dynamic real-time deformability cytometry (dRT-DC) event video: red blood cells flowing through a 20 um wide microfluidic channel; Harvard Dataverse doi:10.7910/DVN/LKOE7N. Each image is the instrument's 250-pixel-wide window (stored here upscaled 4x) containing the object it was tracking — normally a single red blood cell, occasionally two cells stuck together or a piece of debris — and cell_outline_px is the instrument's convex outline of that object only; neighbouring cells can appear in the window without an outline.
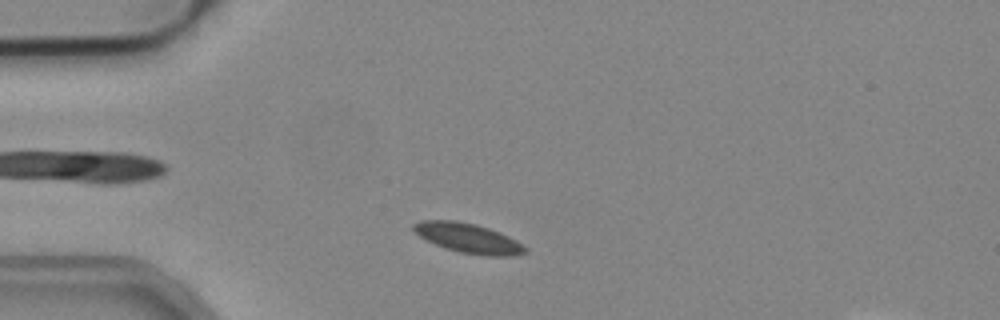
{"species": "common noctule bat (a hibernating species)", "species_latin": "Nyctalus noctula", "temperature_condition": "cold", "stored_images_in_passage": 45, "camera_frame_rate_fps": 3000, "um_per_image_px": 0.085, "animal": {"sex": "male", "body_mass_g": 19.2, "forearm_length_mm": 51.8}, "frame": {"image": 1, "passage_image": 5, "time_ms": 1.333, "image_size_px": [1000, 320], "cell_outline_px": [[528, 252], [508, 256], [484, 256], [460, 252], [444, 248], [420, 236], [412, 228], [412, 224], [420, 220], [456, 220], [476, 224], [500, 232], [516, 240], [528, 248]], "centroid_in_image_um": [39.81, 20.24], "position_along_channel_um": 45.2, "area_um2": 19.31}}
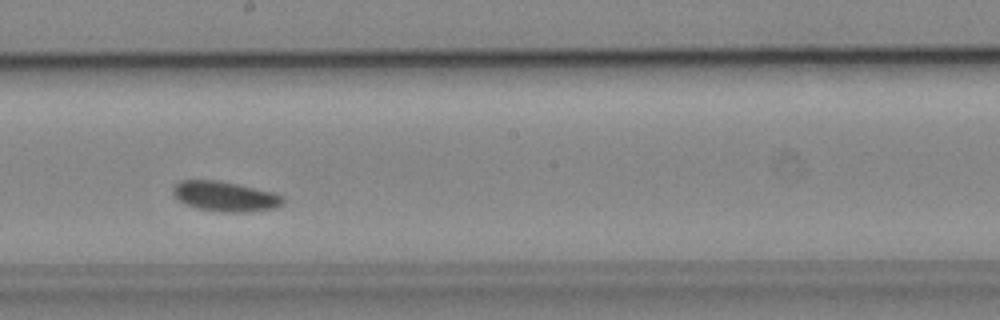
{"frame": {"image": 2, "passage_image": 21, "time_ms": 6.667, "image_size_px": [1000, 320], "cell_outline_px": [[284, 204], [276, 208], [252, 212], [220, 212], [196, 208], [184, 204], [172, 192], [172, 188], [180, 180], [216, 180], [236, 184], [272, 192], [284, 196]], "centroid_in_image_um": [19.15, 16.71], "position_along_channel_um": 229.0, "area_um2": 19.31}}
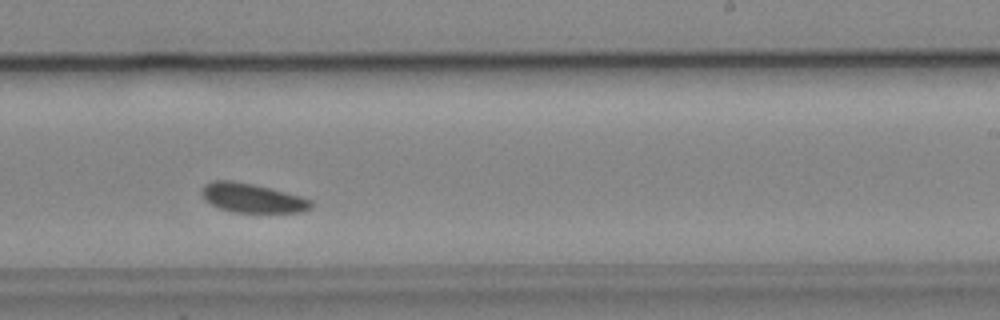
{"frame": {"image": 3, "passage_image": 24, "time_ms": 7.667, "image_size_px": [1000, 320], "cell_outline_px": [[312, 204], [308, 208], [300, 212], [232, 212], [220, 208], [204, 200], [200, 192], [200, 188], [204, 184], [212, 180], [232, 180], [252, 184], [300, 196], [312, 200]], "centroid_in_image_um": [21.35, 16.82], "position_along_channel_um": 267.6, "area_um2": 18.44}}